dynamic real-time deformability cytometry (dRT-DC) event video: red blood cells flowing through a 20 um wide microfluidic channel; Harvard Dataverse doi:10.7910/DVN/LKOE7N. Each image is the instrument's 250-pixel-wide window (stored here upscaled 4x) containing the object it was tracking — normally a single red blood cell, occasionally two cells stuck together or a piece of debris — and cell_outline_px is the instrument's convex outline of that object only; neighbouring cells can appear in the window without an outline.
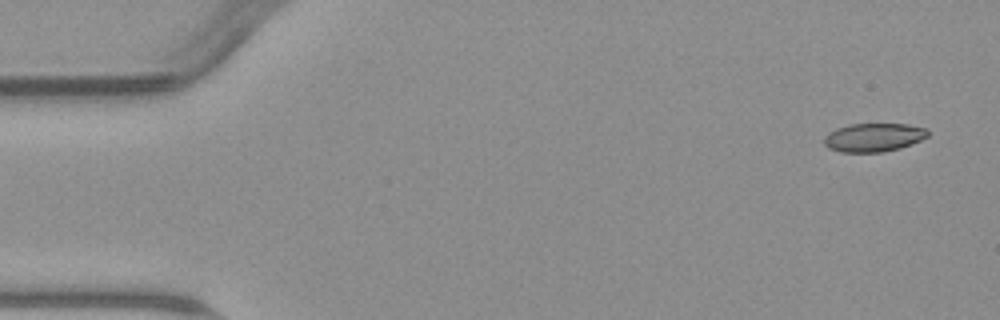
{"species": "common noctule bat (a hibernating species)", "species_latin": "Nyctalus noctula", "temperature_condition": "warm", "stored_images_in_passage": 6, "camera_frame_rate_fps": 3000, "um_per_image_px": 0.085, "animal": {"sex": "male", "body_mass_g": 23.1, "forearm_length_mm": 52.7}, "frame": {"image": 1, "passage_image": 1, "time_ms": 0.0, "image_size_px": [1000, 320], "cell_outline_px": [[928, 136], [912, 144], [900, 148], [884, 152], [840, 152], [828, 148], [824, 144], [824, 136], [828, 132], [836, 128], [848, 124], [908, 124], [928, 128]], "centroid_in_image_um": [74.25, 11.68], "position_along_channel_um": 10.8, "area_um2": 17.46}}
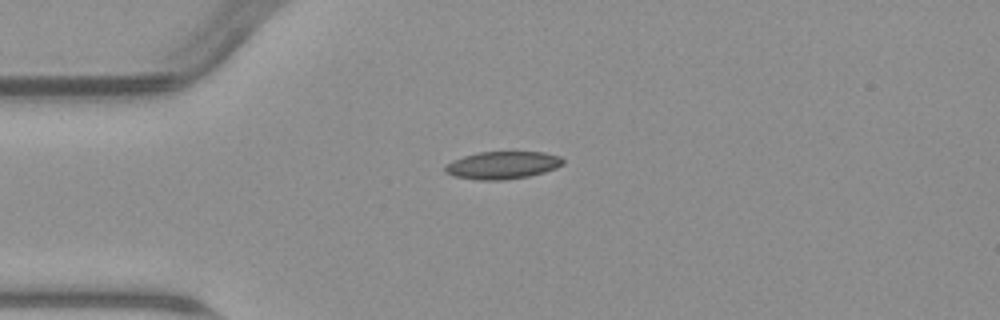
{"frame": {"image": 2, "passage_image": 4, "time_ms": 3.667, "image_size_px": [1000, 320], "cell_outline_px": [[564, 164], [556, 168], [544, 172], [528, 176], [504, 180], [476, 180], [452, 176], [444, 172], [444, 168], [452, 160], [476, 152], [544, 152], [560, 156], [564, 160]], "centroid_in_image_um": [42.7, 14.04], "position_along_channel_um": 42.3, "area_um2": 19.07}}
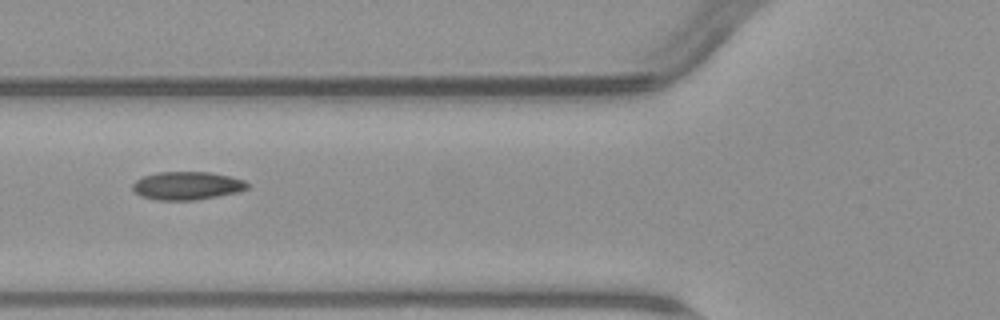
{"frame": {"image": 3, "passage_image": 6, "time_ms": 6.0, "image_size_px": [1000, 320], "cell_outline_px": [[248, 188], [236, 192], [196, 200], [156, 200], [140, 196], [132, 188], [132, 184], [136, 180], [144, 176], [156, 172], [208, 172], [228, 176], [244, 180], [248, 184]], "centroid_in_image_um": [15.86, 15.78], "position_along_channel_um": 109.9, "area_um2": 18.67}}